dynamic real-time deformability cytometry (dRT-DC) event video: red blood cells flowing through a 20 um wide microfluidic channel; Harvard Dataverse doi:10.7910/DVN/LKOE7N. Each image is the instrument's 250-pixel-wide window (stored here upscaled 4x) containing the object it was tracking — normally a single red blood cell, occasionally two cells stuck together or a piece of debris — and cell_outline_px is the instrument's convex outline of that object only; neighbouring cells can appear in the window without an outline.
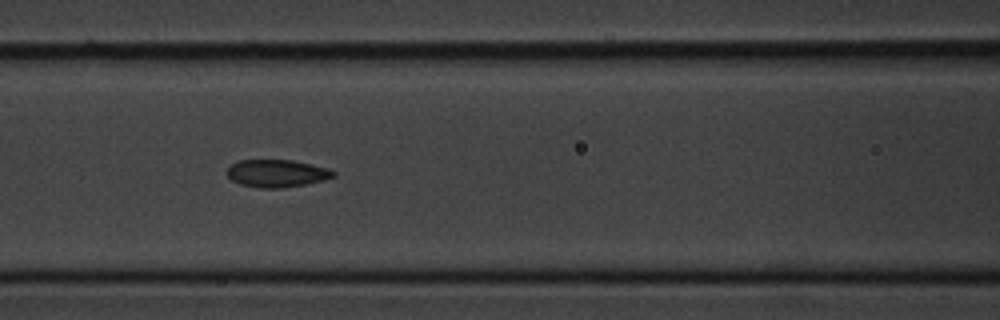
{"species": "common noctule bat (a hibernating species)", "species_latin": "Nyctalus noctula", "temperature_condition": "cold", "stored_images_in_passage": 11, "camera_frame_rate_fps": 3000, "um_per_image_px": 0.085, "animal": {"sex": "male", "body_mass_g": 20.1, "forearm_length_mm": 53.5}, "frame": {"image": 1, "passage_image": 7, "time_ms": 7.0, "image_size_px": [1000, 320], "cell_outline_px": [[336, 176], [324, 180], [304, 184], [280, 188], [260, 188], [240, 184], [232, 180], [228, 176], [228, 168], [236, 160], [292, 160], [328, 168], [336, 172]], "centroid_in_image_um": [23.54, 14.73], "position_along_channel_um": 143.1, "area_um2": 16.99}}
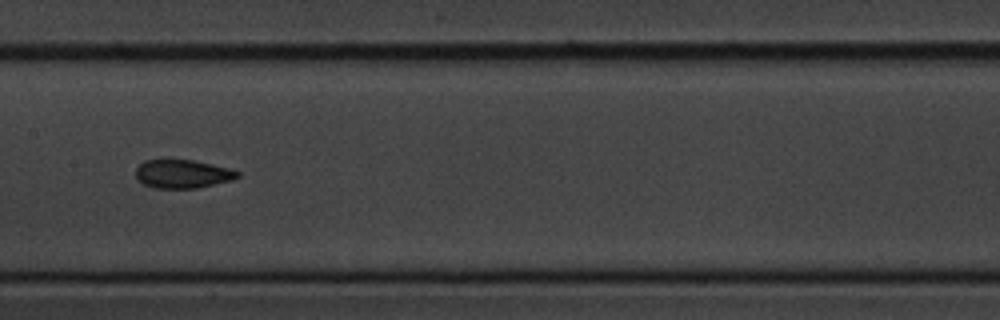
{"frame": {"image": 2, "passage_image": 8, "time_ms": 8.333, "image_size_px": [1000, 320], "cell_outline_px": [[240, 176], [232, 180], [196, 188], [156, 188], [144, 184], [136, 176], [136, 168], [144, 160], [192, 160], [212, 164], [228, 168], [240, 172]], "centroid_in_image_um": [15.53, 14.78], "position_along_channel_um": 191.9, "area_um2": 16.7}}